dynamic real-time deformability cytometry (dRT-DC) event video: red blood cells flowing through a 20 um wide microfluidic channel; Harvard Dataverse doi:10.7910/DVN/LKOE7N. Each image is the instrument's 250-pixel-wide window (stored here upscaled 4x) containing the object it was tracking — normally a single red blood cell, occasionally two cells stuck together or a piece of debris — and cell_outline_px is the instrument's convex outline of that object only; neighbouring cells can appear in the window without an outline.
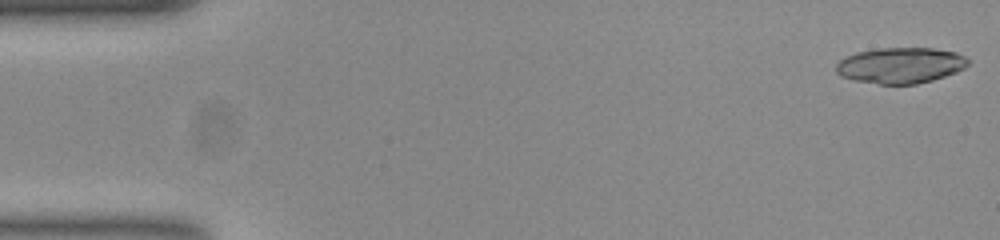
{"species": "common noctule bat (a hibernating species)", "species_latin": "Nyctalus noctula", "temperature_condition": "room temperature", "stored_images_in_passage": 18, "camera_frame_rate_fps": 3000, "um_per_image_px": 0.085, "animal": {"sex": "female", "body_mass_g": 23.0, "forearm_length_mm": 53.4}, "frame": {"image": 1, "passage_image": 1, "time_ms": 0.0, "image_size_px": [1000, 240], "cell_outline_px": [[968, 64], [964, 68], [956, 72], [932, 80], [916, 84], [880, 84], [852, 80], [840, 76], [836, 72], [836, 64], [844, 56], [856, 52], [876, 48], [932, 48], [956, 52], [964, 56], [968, 60]], "centroid_in_image_um": [76.5, 5.55], "position_along_channel_um": 8.5, "area_um2": 27.69}}
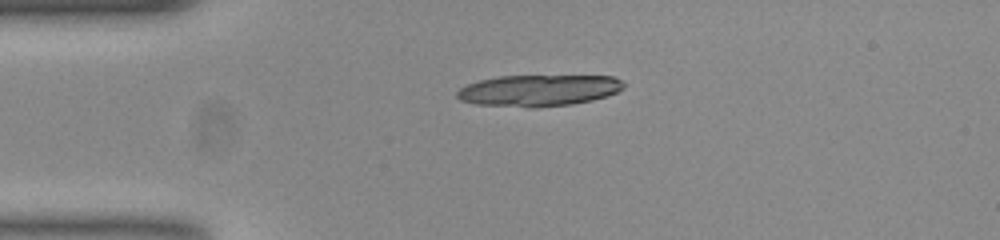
{"frame": {"image": 2, "passage_image": 12, "time_ms": 3.667, "image_size_px": [1000, 240], "cell_outline_px": [[624, 88], [608, 96], [592, 100], [572, 104], [536, 108], [528, 108], [476, 104], [460, 100], [456, 96], [456, 92], [460, 88], [468, 84], [480, 80], [496, 76], [612, 76], [620, 80], [624, 84]], "centroid_in_image_um": [45.76, 7.7], "position_along_channel_um": 39.2, "area_um2": 30.69}}